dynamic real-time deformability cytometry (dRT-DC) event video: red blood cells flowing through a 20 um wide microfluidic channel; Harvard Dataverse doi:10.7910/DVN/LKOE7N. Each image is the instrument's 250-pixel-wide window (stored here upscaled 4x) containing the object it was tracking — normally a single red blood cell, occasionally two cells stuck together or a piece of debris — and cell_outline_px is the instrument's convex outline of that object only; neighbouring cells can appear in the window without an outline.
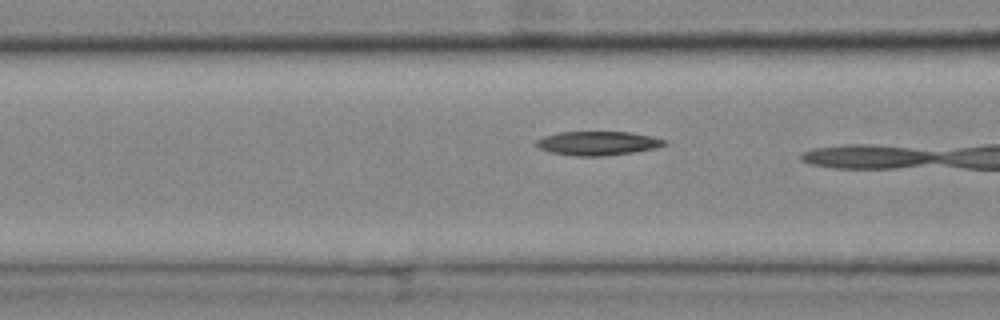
{"species": "common noctule bat (a hibernating species)", "species_latin": "Nyctalus noctula", "temperature_condition": "cold", "stored_images_in_passage": 21, "segment_of_instrument_passage": [2, 2], "camera_frame_rate_fps": 3000, "um_per_image_px": 0.085, "animal": {"sex": "female", "body_mass_g": 25.1}, "frame": {"image": 1, "passage_image": 18, "time_ms": 5.667, "image_size_px": [1000, 320], "cell_outline_px": [[668, 144], [656, 148], [632, 152], [600, 156], [576, 156], [552, 152], [536, 148], [532, 144], [536, 140], [544, 136], [560, 132], [628, 132], [652, 136], [668, 140]], "centroid_in_image_um": [50.79, 12.17], "position_along_channel_um": 115.8, "area_um2": 17.98}}